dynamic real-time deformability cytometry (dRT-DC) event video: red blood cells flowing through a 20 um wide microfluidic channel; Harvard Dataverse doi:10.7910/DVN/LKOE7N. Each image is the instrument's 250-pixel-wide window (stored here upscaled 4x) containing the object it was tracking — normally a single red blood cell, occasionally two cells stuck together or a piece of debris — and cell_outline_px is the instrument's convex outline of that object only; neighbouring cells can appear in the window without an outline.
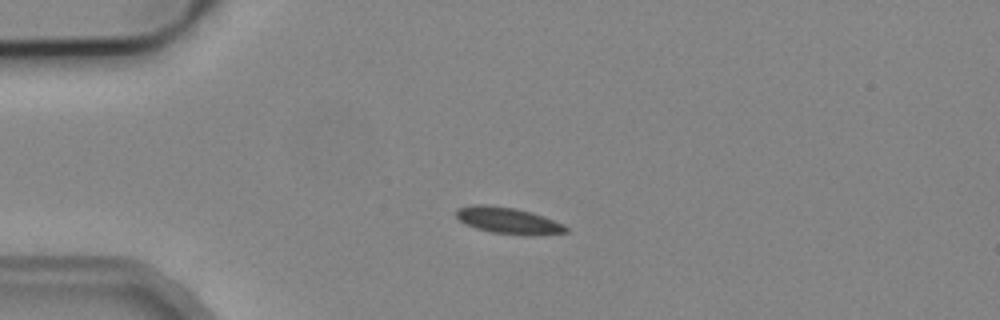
{"species": "common noctule bat (a hibernating species)", "species_latin": "Nyctalus noctula", "temperature_condition": "cold", "stored_images_in_passage": 2, "camera_frame_rate_fps": 3000, "um_per_image_px": 0.085, "animal": {"sex": "male", "body_mass_g": 19.2, "forearm_length_mm": 51.8}, "frame": {"image": 1, "passage_image": 1, "time_ms": 0.0, "image_size_px": [1000, 320], "cell_outline_px": [[568, 232], [544, 236], [528, 236], [492, 232], [476, 228], [464, 224], [456, 216], [456, 208], [472, 204], [484, 204], [516, 208], [532, 212], [544, 216], [564, 224], [568, 228]], "centroid_in_image_um": [43.24, 18.76], "position_along_channel_um": 41.8, "area_um2": 17.34}}